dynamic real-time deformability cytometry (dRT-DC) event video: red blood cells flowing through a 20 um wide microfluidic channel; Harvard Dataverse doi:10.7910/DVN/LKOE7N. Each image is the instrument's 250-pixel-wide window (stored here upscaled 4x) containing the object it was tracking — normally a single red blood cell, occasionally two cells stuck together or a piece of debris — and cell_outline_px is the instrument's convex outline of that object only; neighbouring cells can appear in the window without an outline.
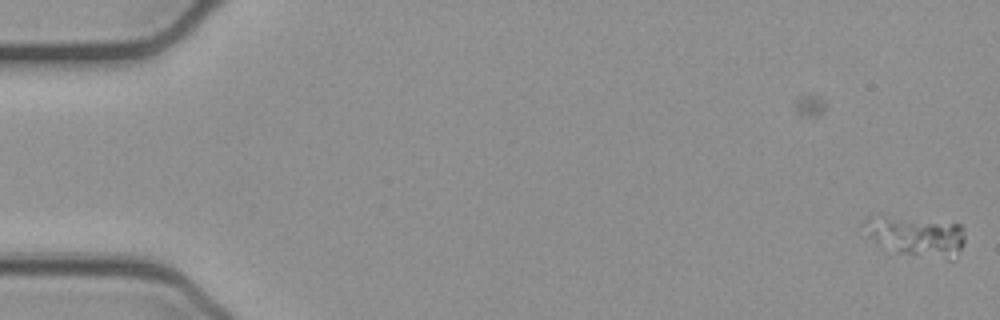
{"species": "common noctule bat (a hibernating species)", "species_latin": "Nyctalus noctula", "temperature_condition": "cold", "stored_images_in_passage": 6, "camera_frame_rate_fps": 3000, "um_per_image_px": 0.085, "animal": {"sex": "female", "body_mass_g": 21.9}, "frame": {"image": 1, "passage_image": 6, "time_ms": 1.667, "image_size_px": [1000, 320], "cell_outline_px": [[964, 244], [956, 256], [952, 260], [948, 260], [900, 252], [880, 248], [868, 236], [864, 224], [864, 220], [868, 216], [876, 212], [960, 224], [964, 228]], "centroid_in_image_um": [77.82, 20.01], "position_along_channel_um": 7.2, "area_um2": 24.45}}